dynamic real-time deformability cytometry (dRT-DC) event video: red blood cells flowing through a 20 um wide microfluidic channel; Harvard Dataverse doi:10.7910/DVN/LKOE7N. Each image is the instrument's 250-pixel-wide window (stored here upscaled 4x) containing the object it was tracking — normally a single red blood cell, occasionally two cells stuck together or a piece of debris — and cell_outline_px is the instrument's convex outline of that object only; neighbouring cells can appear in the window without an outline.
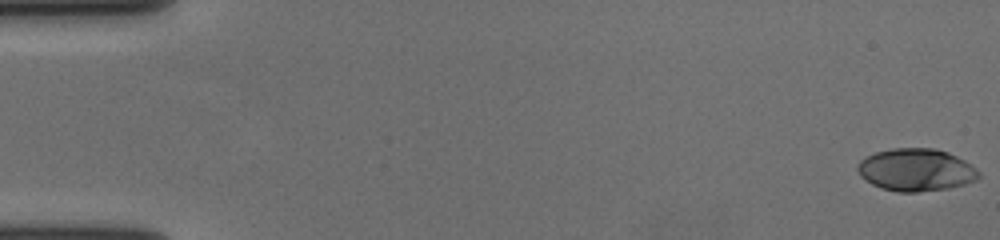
{"species": "human", "species_latin": "Homo sapiens", "temperature_condition": "cold", "stored_images_in_passage": 58, "camera_frame_rate_fps": 3000, "um_per_image_px": 0.085, "donor": {"sex": "female"}, "frame": {"image": 1, "passage_image": 1, "time_ms": 0.0, "image_size_px": [1000, 240], "cell_outline_px": [[980, 176], [976, 180], [964, 184], [948, 188], [916, 192], [896, 192], [880, 188], [864, 180], [860, 176], [856, 168], [856, 164], [864, 156], [876, 152], [892, 148], [932, 148], [948, 152], [964, 160], [976, 168], [980, 172]], "centroid_in_image_um": [77.82, 14.44], "position_along_channel_um": 7.2, "area_um2": 30.23}}
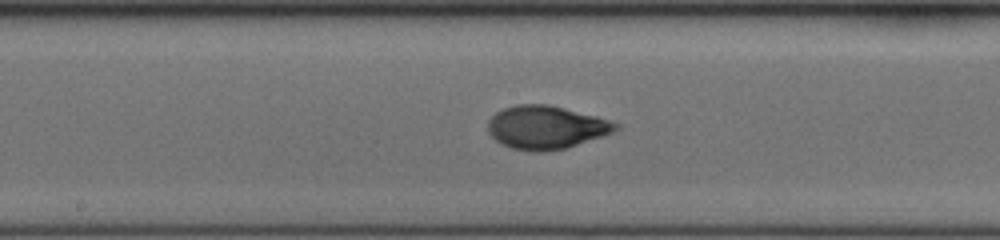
{"frame": {"image": 2, "passage_image": 31, "time_ms": 10.0, "image_size_px": [1000, 240], "cell_outline_px": [[620, 128], [612, 132], [564, 148], [540, 152], [532, 152], [512, 148], [500, 144], [488, 132], [488, 120], [496, 112], [504, 108], [516, 104], [548, 104], [596, 116], [620, 124]], "centroid_in_image_um": [46.37, 10.82], "position_along_channel_um": 201.8, "area_um2": 31.91}}
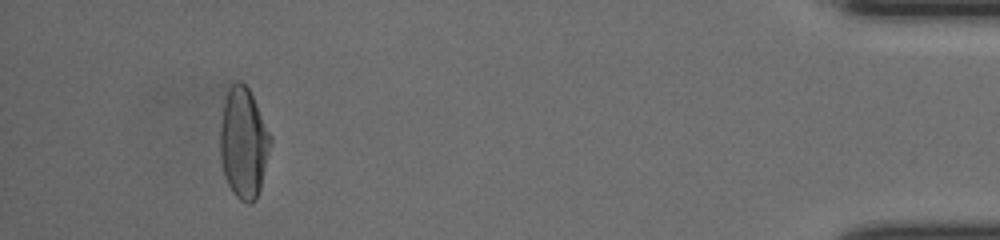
{"frame": {"image": 3, "passage_image": 54, "time_ms": 17.667, "image_size_px": [1000, 240], "cell_outline_px": [[272, 140], [260, 188], [256, 200], [252, 204], [248, 204], [240, 200], [232, 192], [224, 176], [220, 156], [220, 124], [224, 100], [228, 88], [236, 80], [240, 80], [248, 88], [272, 136]], "centroid_in_image_um": [20.69, 12.16], "position_along_channel_um": 414.5, "area_um2": 32.6}, "authors_computed_cell_mechanics": {"area_um2": 31.1542, "velocity_mm_per_s": 3.6397, "shape_relaxation_time_tau1_ms": 4.7264, "shape_relaxation_time_tau2_ms": 1.0555, "deformation_change_tau1": 0.2066, "deformation_change_tau2": 0.052}}